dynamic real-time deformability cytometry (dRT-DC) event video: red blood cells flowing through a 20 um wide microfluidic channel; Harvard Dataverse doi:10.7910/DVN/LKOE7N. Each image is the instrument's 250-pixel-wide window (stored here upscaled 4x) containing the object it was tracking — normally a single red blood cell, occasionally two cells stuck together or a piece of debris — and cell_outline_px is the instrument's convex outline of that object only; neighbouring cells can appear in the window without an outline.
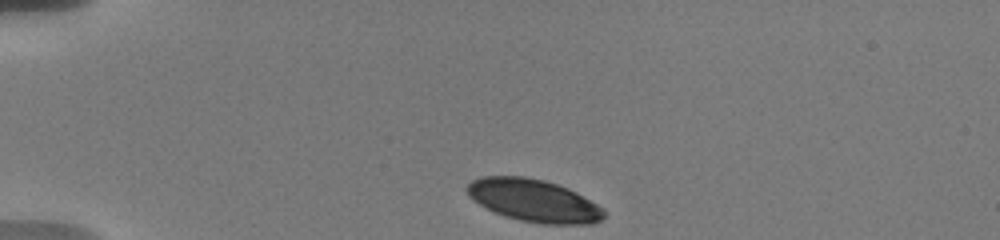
{"species": "human", "species_latin": "Homo sapiens", "temperature_condition": "warm", "stored_images_in_passage": 6, "camera_frame_rate_fps": 3000, "um_per_image_px": 0.085, "donor": {"sex": "male"}, "frame": {"image": 1, "passage_image": 1, "time_ms": 0.0, "image_size_px": [1000, 240], "cell_outline_px": [[604, 216], [600, 220], [592, 224], [540, 224], [520, 220], [496, 212], [472, 200], [468, 196], [464, 188], [472, 180], [480, 176], [524, 176], [544, 180], [568, 188], [576, 192], [596, 204], [604, 212]], "centroid_in_image_um": [45.33, 17.03], "position_along_channel_um": 39.7, "area_um2": 33.7}}
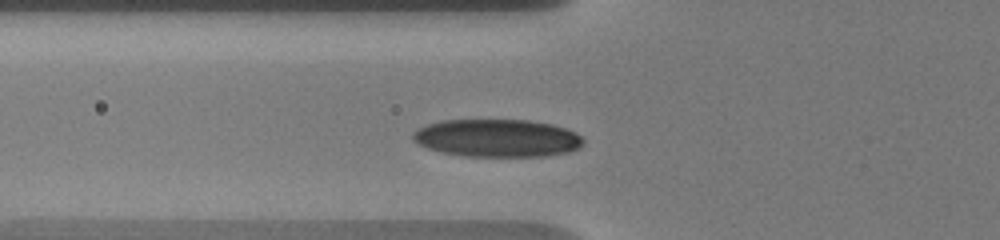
{"frame": {"image": 2, "passage_image": 5, "time_ms": 2.667, "image_size_px": [1000, 240], "cell_outline_px": [[584, 144], [580, 148], [568, 152], [548, 156], [464, 156], [444, 152], [428, 148], [416, 144], [412, 140], [412, 132], [428, 124], [440, 120], [528, 120], [552, 124], [576, 132], [584, 140]], "centroid_in_image_um": [42.27, 11.74], "position_along_channel_um": 83.5, "area_um2": 37.63}}